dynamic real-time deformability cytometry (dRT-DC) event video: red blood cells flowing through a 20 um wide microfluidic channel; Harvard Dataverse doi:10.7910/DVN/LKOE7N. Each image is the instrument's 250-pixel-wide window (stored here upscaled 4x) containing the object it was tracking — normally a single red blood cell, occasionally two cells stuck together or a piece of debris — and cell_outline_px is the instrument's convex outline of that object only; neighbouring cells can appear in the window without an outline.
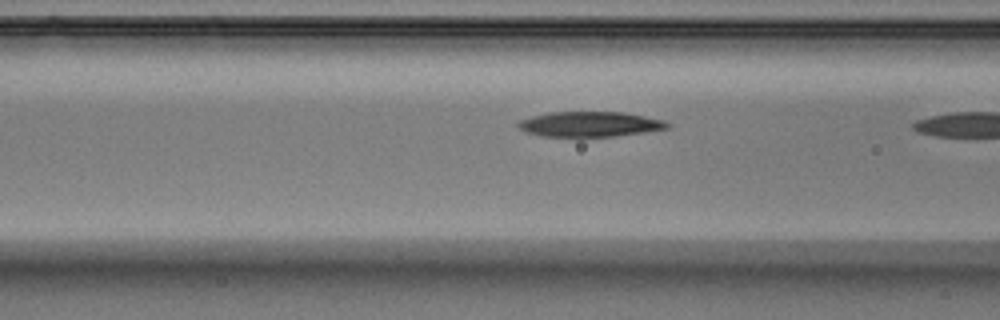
{"species": "Egyptian fruit bat (a non-hibernating species)", "species_latin": "Rousettus aegyptiacus", "temperature_condition": "warm", "stored_images_in_passage": 20, "camera_frame_rate_fps": 3000, "um_per_image_px": 0.085, "animal": {"sex": "male"}, "frame": {"image": 1, "passage_image": 19, "time_ms": 6.0, "image_size_px": [1000, 320], "cell_outline_px": [[672, 124], [668, 128], [644, 132], [612, 136], [544, 136], [528, 132], [520, 128], [516, 124], [520, 120], [532, 116], [548, 112], [624, 112], [664, 120]], "centroid_in_image_um": [50.16, 10.54], "position_along_channel_um": 116.4, "area_um2": 21.62}}